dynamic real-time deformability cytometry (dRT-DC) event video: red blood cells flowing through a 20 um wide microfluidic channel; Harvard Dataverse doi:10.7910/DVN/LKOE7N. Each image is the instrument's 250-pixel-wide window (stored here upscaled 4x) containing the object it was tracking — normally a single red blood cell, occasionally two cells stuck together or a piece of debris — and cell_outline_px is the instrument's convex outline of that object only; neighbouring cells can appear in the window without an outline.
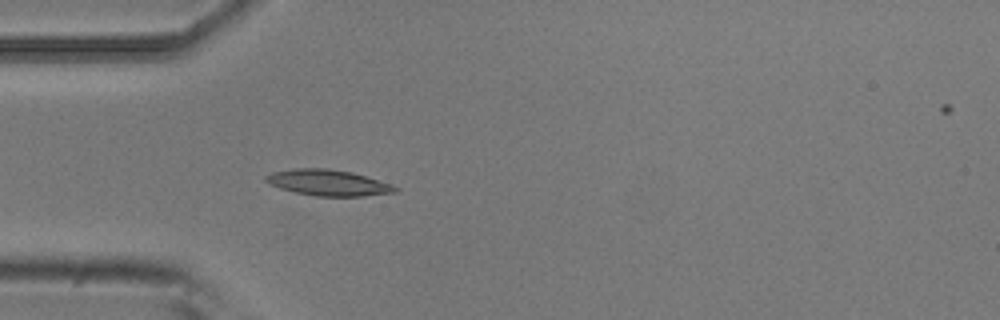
{"species": "common noctule bat (a hibernating species)", "species_latin": "Nyctalus noctula", "temperature_condition": "room temperature", "stored_images_in_passage": 4, "camera_frame_rate_fps": 3000, "um_per_image_px": 0.085, "animal": {"sex": "male", "body_mass_g": 20.5, "forearm_length_mm": 52.5}, "frame": {"image": 1, "passage_image": 4, "time_ms": 1.0, "image_size_px": [1000, 320], "cell_outline_px": [[400, 188], [396, 192], [364, 196], [316, 196], [296, 192], [280, 188], [268, 184], [264, 180], [264, 176], [272, 172], [296, 168], [328, 168], [352, 172], [392, 184]], "centroid_in_image_um": [27.89, 15.52], "position_along_channel_um": 57.1, "area_um2": 19.65}}